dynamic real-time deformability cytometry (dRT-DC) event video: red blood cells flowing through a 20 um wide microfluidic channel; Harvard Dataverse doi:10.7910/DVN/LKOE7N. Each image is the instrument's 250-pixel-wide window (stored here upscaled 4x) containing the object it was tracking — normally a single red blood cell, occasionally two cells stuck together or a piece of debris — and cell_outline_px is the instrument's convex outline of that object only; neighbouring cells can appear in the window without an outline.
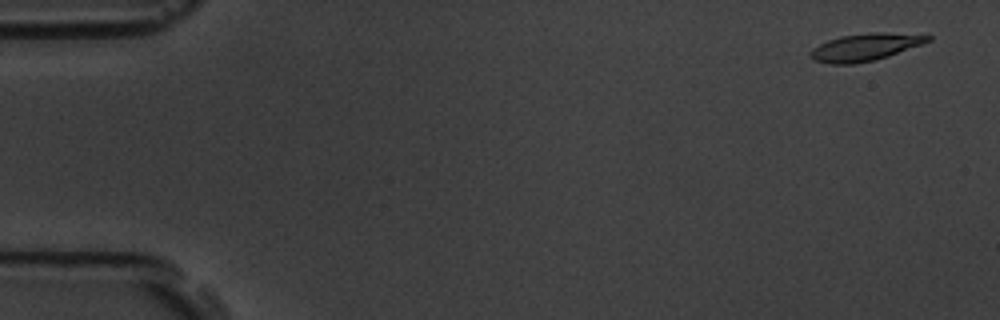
{"species": "common noctule bat (a hibernating species)", "species_latin": "Nyctalus noctula", "temperature_condition": "room temperature", "stored_images_in_passage": 4, "camera_frame_rate_fps": 3000, "um_per_image_px": 0.085, "animal": {"sex": "male", "body_mass_g": 19.5, "forearm_length_mm": 54.6}, "frame": {"image": 1, "passage_image": 1, "time_ms": 0.0, "image_size_px": [1000, 320], "cell_outline_px": [[932, 40], [888, 56], [872, 60], [852, 64], [832, 64], [812, 60], [808, 52], [812, 48], [828, 40], [840, 36], [872, 32], [880, 32], [932, 36]], "centroid_in_image_um": [73.47, 4.01], "position_along_channel_um": 11.5, "area_um2": 18.44}}
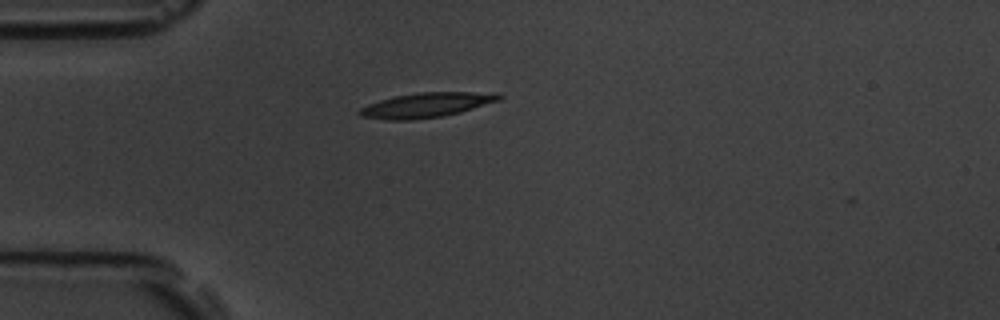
{"frame": {"image": 2, "passage_image": 4, "time_ms": 4.333, "image_size_px": [1000, 320], "cell_outline_px": [[504, 96], [500, 100], [460, 112], [440, 116], [412, 120], [384, 120], [360, 116], [356, 112], [360, 108], [368, 104], [380, 100], [396, 96], [420, 92], [500, 92]], "centroid_in_image_um": [36.26, 8.92], "position_along_channel_um": 48.7, "area_um2": 20.17}}